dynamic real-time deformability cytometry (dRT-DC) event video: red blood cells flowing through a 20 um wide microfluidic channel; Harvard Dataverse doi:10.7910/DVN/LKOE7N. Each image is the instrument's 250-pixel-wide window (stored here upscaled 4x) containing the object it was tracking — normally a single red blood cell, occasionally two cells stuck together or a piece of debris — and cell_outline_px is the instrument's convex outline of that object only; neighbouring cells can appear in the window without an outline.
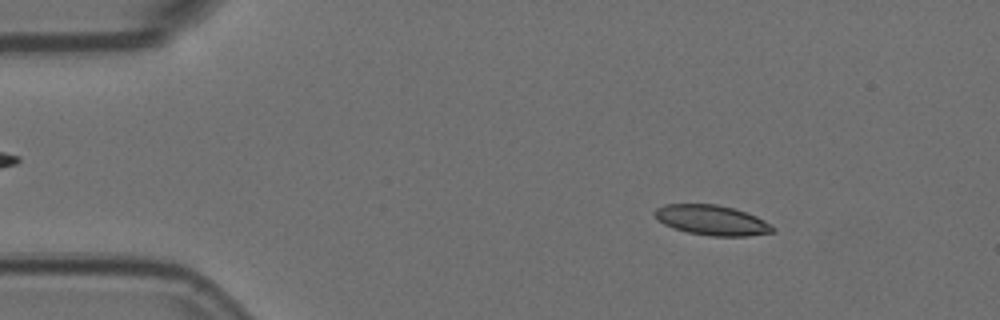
{"species": "Egyptian fruit bat (a non-hibernating species)", "species_latin": "Rousettus aegyptiacus", "temperature_condition": "room temperature", "stored_images_in_passage": 11, "camera_frame_rate_fps": 3000, "um_per_image_px": 0.085, "animal": {"sex": "female"}, "frame": {"image": 1, "passage_image": 8, "time_ms": 2.333, "image_size_px": [1000, 320], "cell_outline_px": [[776, 232], [748, 236], [708, 236], [688, 232], [672, 228], [656, 220], [652, 212], [656, 208], [664, 204], [716, 204], [732, 208], [756, 216], [772, 224], [776, 228]], "centroid_in_image_um": [60.49, 18.72], "position_along_channel_um": 24.5, "area_um2": 20.92}}